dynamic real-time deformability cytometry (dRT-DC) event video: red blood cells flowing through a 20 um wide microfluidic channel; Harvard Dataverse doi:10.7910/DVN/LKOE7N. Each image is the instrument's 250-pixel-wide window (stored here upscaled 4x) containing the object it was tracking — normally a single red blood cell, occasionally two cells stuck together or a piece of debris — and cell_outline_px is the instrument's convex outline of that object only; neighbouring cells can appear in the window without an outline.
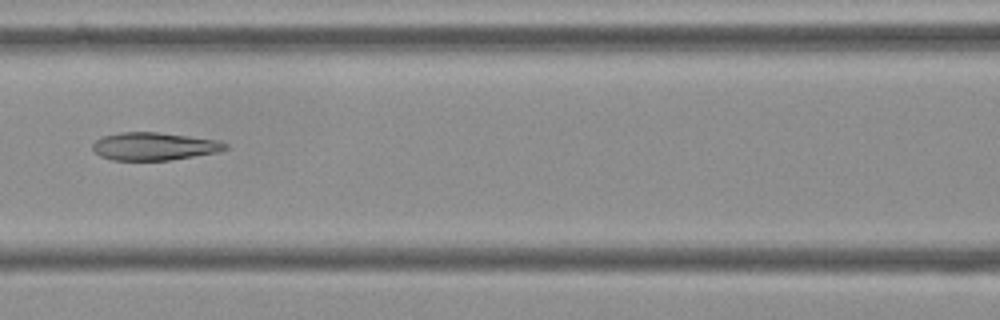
{"species": "Egyptian fruit bat (a non-hibernating species)", "species_latin": "Rousettus aegyptiacus", "temperature_condition": "cold", "stored_images_in_passage": 7, "camera_frame_rate_fps": 3000, "um_per_image_px": 0.085, "frame": {"image": 1, "passage_image": 7, "time_ms": 2.0, "image_size_px": [1000, 320], "cell_outline_px": [[228, 148], [216, 152], [168, 160], [112, 160], [100, 156], [92, 148], [92, 144], [100, 136], [120, 132], [156, 132], [220, 140], [228, 144]], "centroid_in_image_um": [13.07, 12.43], "position_along_channel_um": 153.5, "area_um2": 21.44}}